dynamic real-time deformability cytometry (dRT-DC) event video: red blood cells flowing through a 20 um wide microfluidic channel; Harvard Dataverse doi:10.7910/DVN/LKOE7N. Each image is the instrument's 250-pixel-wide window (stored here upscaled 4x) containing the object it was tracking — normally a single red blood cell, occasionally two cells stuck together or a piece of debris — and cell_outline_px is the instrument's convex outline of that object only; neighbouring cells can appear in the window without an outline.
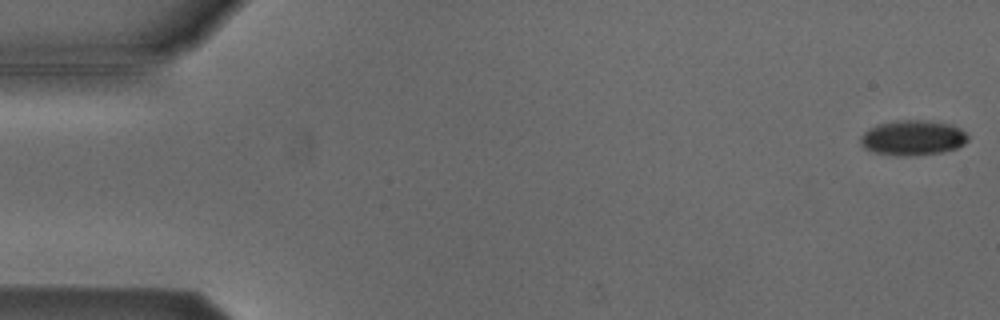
{"species": "Egyptian fruit bat (a non-hibernating species)", "species_latin": "Rousettus aegyptiacus", "temperature_condition": "cold", "stored_images_in_passage": 53, "camera_frame_rate_fps": 3000, "um_per_image_px": 0.085, "animal": {"sex": "male"}, "frame": {"image": 1, "passage_image": 1, "time_ms": 0.0, "image_size_px": [1000, 320], "cell_outline_px": [[968, 140], [964, 144], [956, 148], [940, 152], [908, 156], [900, 156], [876, 152], [864, 148], [860, 140], [860, 136], [868, 128], [876, 124], [896, 120], [928, 120], [952, 124], [960, 128], [968, 136]], "centroid_in_image_um": [77.58, 11.69], "position_along_channel_um": 7.4, "area_um2": 22.02}}
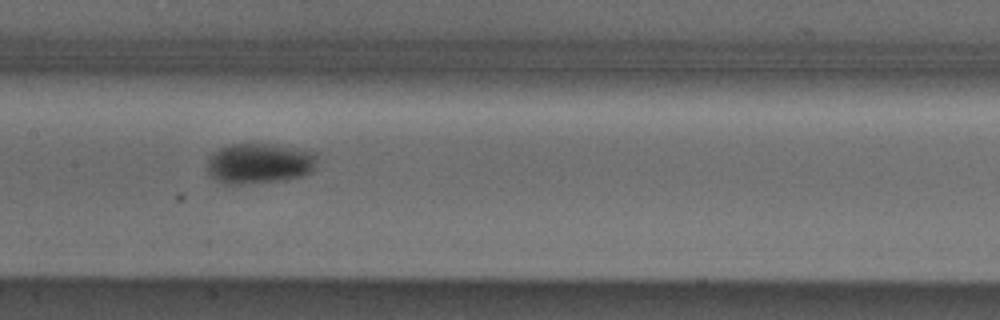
{"frame": {"image": 2, "passage_image": 26, "time_ms": 8.333, "image_size_px": [1000, 320], "cell_outline_px": [[316, 164], [312, 172], [304, 176], [284, 180], [240, 184], [224, 184], [216, 180], [208, 172], [208, 156], [220, 148], [232, 144], [268, 144], [316, 152]], "centroid_in_image_um": [22.05, 13.9], "position_along_channel_um": 185.4, "area_um2": 25.84}}
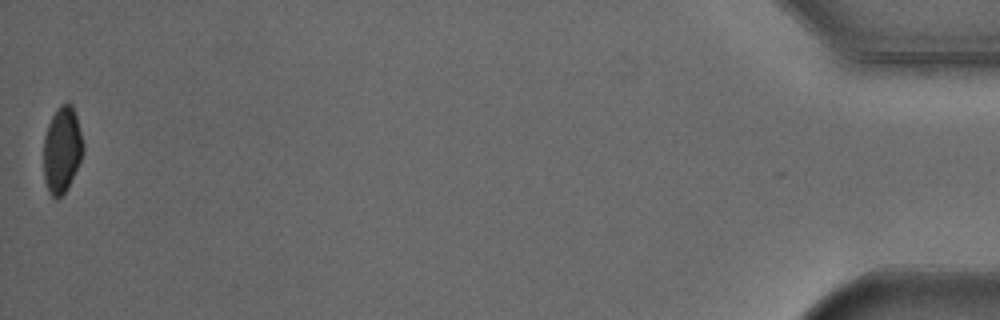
{"frame": {"image": 3, "passage_image": 53, "time_ms": 17.333, "image_size_px": [1000, 320], "cell_outline_px": [[84, 148], [80, 160], [68, 188], [56, 200], [48, 192], [44, 180], [44, 136], [48, 124], [56, 108], [60, 104], [68, 100], [72, 104], [76, 116], [84, 144]], "centroid_in_image_um": [5.26, 12.7], "position_along_channel_um": 429.9, "area_um2": 20.0}, "authors_computed_cell_mechanics": {"area_um2": 23.2356, "velocity_mm_per_s": 3.8458, "shape_relaxation_time_tau1_ms": 10.7919, "shape_relaxation_time_tau2_ms": null, "deformation_change_tau1": 0.1276, "deformation_change_tau2": null}}